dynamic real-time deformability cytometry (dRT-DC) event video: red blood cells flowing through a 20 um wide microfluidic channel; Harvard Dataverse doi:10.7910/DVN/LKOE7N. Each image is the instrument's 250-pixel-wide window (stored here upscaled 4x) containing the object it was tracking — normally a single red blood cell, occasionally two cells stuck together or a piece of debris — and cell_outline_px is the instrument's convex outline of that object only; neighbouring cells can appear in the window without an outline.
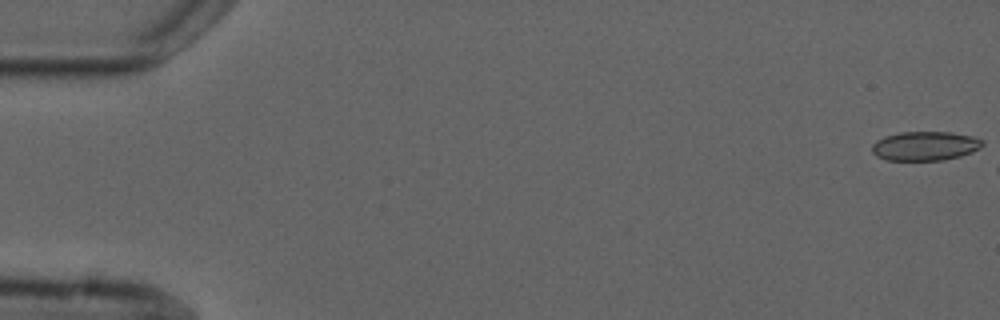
{"species": "common noctule bat (a hibernating species)", "species_latin": "Nyctalus noctula", "temperature_condition": "cold", "stored_images_in_passage": 4, "camera_frame_rate_fps": 3000, "um_per_image_px": 0.085, "animal": {"sex": "male", "forearm_length_mm": 52.5}, "frame": {"image": 1, "passage_image": 1, "time_ms": 0.0, "image_size_px": [1000, 320], "cell_outline_px": [[984, 144], [980, 148], [972, 152], [960, 156], [944, 160], [888, 160], [876, 156], [872, 152], [872, 144], [876, 140], [884, 136], [900, 132], [952, 132], [972, 136], [984, 140]], "centroid_in_image_um": [78.64, 12.4], "position_along_channel_um": 6.4, "area_um2": 18.9}}